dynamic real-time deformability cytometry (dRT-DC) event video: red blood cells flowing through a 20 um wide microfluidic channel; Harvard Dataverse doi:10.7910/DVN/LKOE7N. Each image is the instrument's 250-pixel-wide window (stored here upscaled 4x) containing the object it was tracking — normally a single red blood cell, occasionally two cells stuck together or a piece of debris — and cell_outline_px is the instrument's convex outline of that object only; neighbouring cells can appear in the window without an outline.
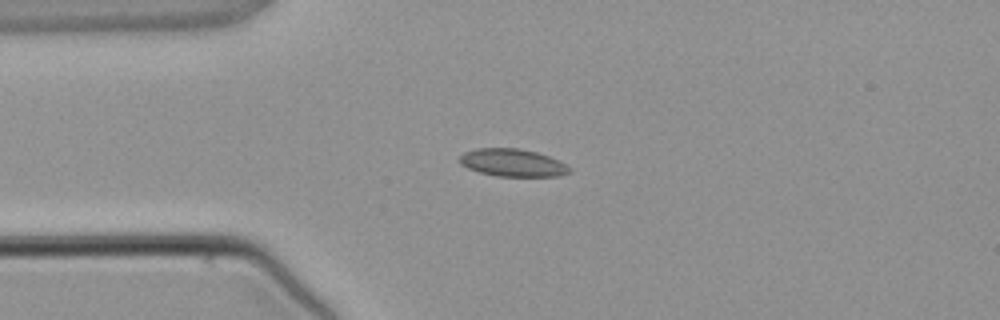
{"species": "common noctule bat (a hibernating species)", "species_latin": "Nyctalus noctula", "temperature_condition": "warm", "stored_images_in_passage": 1, "camera_frame_rate_fps": 3000, "um_per_image_px": 0.085, "animal": {"sex": "male", "body_mass_g": 21.5, "forearm_length_mm": 52.0}, "frame": {"image": 1, "passage_image": 1, "time_ms": 0.0, "image_size_px": [1000, 320], "cell_outline_px": [[572, 172], [560, 176], [496, 176], [480, 172], [468, 168], [460, 164], [460, 156], [464, 152], [476, 148], [520, 148], [536, 152], [548, 156], [572, 168]], "centroid_in_image_um": [43.57, 13.83], "position_along_channel_um": 41.4, "area_um2": 17.63}}